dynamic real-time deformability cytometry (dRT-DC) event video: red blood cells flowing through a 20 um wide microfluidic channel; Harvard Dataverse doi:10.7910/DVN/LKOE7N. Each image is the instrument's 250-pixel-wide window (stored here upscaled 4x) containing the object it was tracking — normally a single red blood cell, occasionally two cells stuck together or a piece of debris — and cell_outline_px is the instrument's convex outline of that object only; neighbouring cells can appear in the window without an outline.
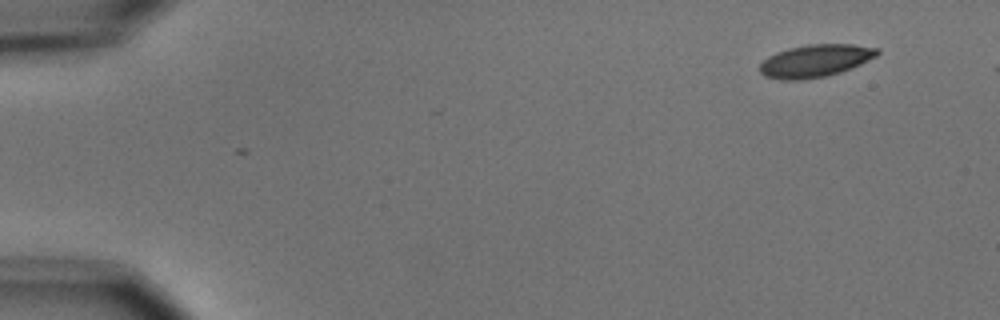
{"species": "common noctule bat (a hibernating species)", "species_latin": "Nyctalus noctula", "temperature_condition": "cold", "stored_images_in_passage": 4, "camera_frame_rate_fps": 3000, "um_per_image_px": 0.085, "animal": {"sex": "male", "body_mass_g": 15.6}, "frame": {"image": 1, "passage_image": 1, "time_ms": 0.0, "image_size_px": [1000, 320], "cell_outline_px": [[880, 52], [876, 56], [860, 64], [840, 72], [824, 76], [800, 80], [780, 80], [764, 76], [760, 72], [760, 64], [768, 56], [776, 52], [788, 48], [808, 44], [852, 44], [880, 48]], "centroid_in_image_um": [69.29, 5.16], "position_along_channel_um": 15.7, "area_um2": 22.25}}